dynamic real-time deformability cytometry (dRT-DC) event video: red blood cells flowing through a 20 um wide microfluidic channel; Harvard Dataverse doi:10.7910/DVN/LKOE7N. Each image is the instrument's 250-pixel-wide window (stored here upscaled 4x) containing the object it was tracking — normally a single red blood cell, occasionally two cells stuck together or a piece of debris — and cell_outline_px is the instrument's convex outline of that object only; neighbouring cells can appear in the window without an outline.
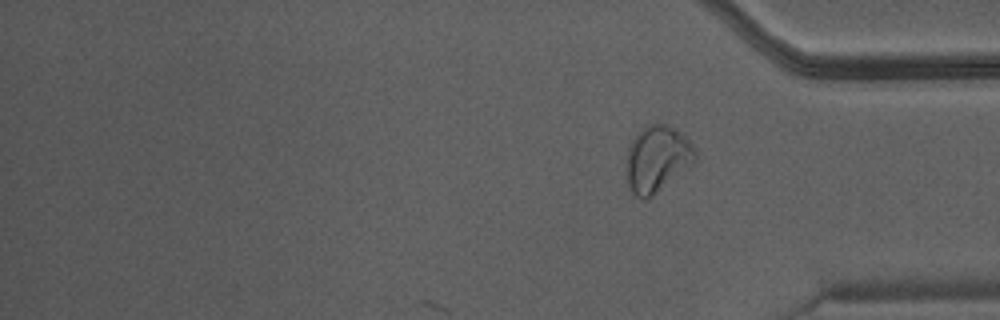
{"species": "Egyptian fruit bat (a non-hibernating species)", "species_latin": "Rousettus aegyptiacus", "temperature_condition": "warm", "stored_images_in_passage": 27, "camera_frame_rate_fps": 3000, "um_per_image_px": 0.085, "animal": {"sex": "male"}, "frame": {"image": 1, "passage_image": 27, "time_ms": 8.667, "image_size_px": [1000, 320], "cell_outline_px": [[696, 160], [692, 164], [648, 200], [640, 200], [632, 192], [628, 184], [628, 148], [636, 132], [648, 124], [664, 124], [680, 132], [696, 148]], "centroid_in_image_um": [55.86, 13.52], "position_along_channel_um": 379.3, "area_um2": 26.36}}